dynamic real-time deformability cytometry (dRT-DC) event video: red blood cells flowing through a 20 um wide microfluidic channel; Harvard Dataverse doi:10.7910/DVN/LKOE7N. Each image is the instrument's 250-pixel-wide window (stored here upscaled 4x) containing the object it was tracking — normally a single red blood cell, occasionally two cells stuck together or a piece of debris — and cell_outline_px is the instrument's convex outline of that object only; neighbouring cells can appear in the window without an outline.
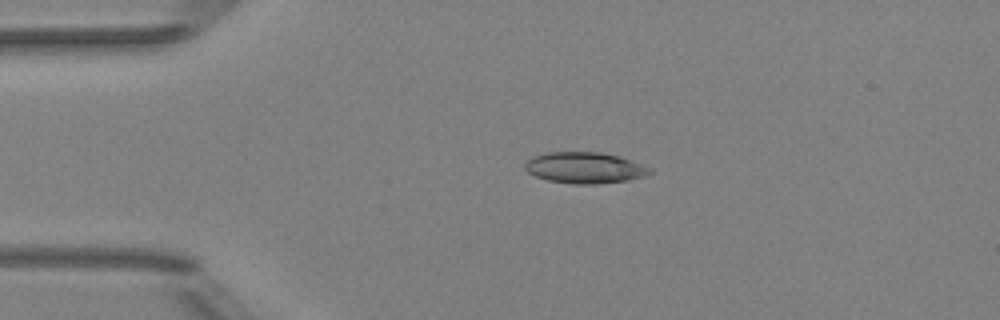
{"species": "Egyptian fruit bat (a non-hibernating species)", "species_latin": "Rousettus aegyptiacus", "temperature_condition": "room temperature", "stored_images_in_passage": 5, "camera_frame_rate_fps": 3000, "um_per_image_px": 0.085, "animal": {"sex": "female"}, "frame": {"image": 1, "passage_image": 4, "time_ms": 3.667, "image_size_px": [1000, 320], "cell_outline_px": [[652, 172], [644, 176], [628, 180], [596, 184], [572, 184], [548, 180], [536, 176], [528, 172], [524, 168], [524, 164], [532, 156], [548, 152], [600, 152], [620, 156], [640, 164], [648, 168]], "centroid_in_image_um": [49.66, 14.26], "position_along_channel_um": 35.3, "area_um2": 22.54}}